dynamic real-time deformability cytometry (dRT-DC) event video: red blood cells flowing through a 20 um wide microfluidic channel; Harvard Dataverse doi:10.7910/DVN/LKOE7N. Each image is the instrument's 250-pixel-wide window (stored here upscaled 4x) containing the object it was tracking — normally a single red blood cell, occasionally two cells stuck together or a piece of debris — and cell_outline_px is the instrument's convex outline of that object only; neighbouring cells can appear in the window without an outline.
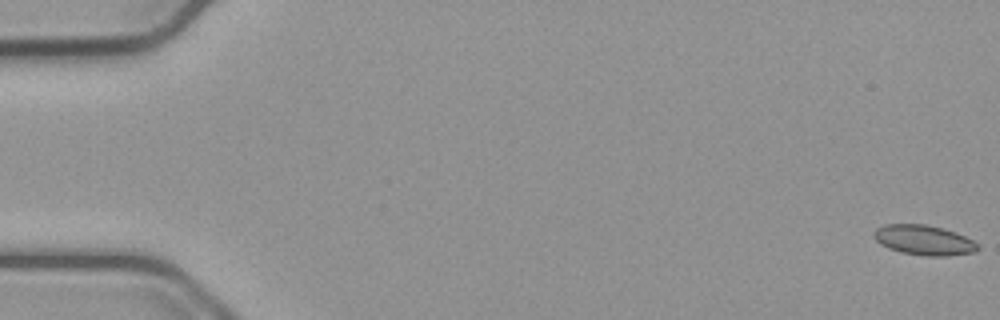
{"species": "common noctule bat (a hibernating species)", "species_latin": "Nyctalus noctula", "temperature_condition": "cold", "stored_images_in_passage": 56, "camera_frame_rate_fps": 3000, "um_per_image_px": 0.085, "animal": {"sex": "male", "body_mass_g": 23.1, "forearm_length_mm": 52.7}, "frame": {"image": 1, "passage_image": 1, "time_ms": 0.0, "image_size_px": [1000, 320], "cell_outline_px": [[980, 248], [976, 252], [948, 256], [928, 256], [900, 252], [888, 248], [880, 244], [872, 236], [872, 232], [876, 228], [884, 224], [924, 224], [944, 228], [956, 232], [980, 244]], "centroid_in_image_um": [78.53, 20.41], "position_along_channel_um": 6.5, "area_um2": 18.44}}
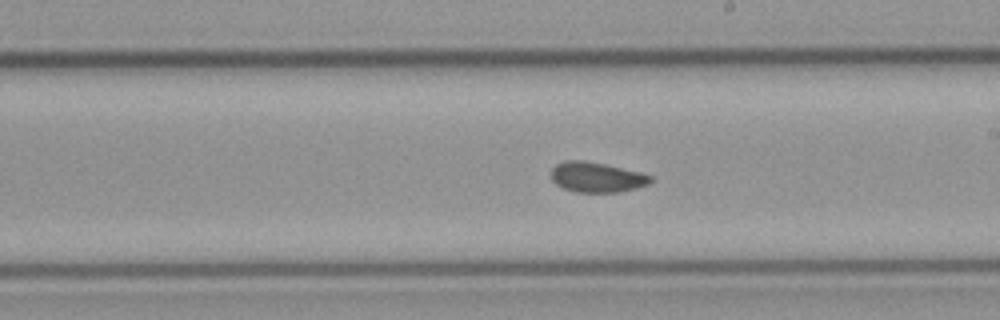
{"frame": {"image": 2, "passage_image": 32, "time_ms": 10.333, "image_size_px": [1000, 320], "cell_outline_px": [[652, 180], [648, 184], [636, 188], [620, 192], [576, 192], [560, 188], [552, 180], [552, 168], [556, 164], [568, 160], [580, 160], [604, 164], [640, 172], [652, 176]], "centroid_in_image_um": [50.7, 15.07], "position_along_channel_um": 238.3, "area_um2": 17.4}}
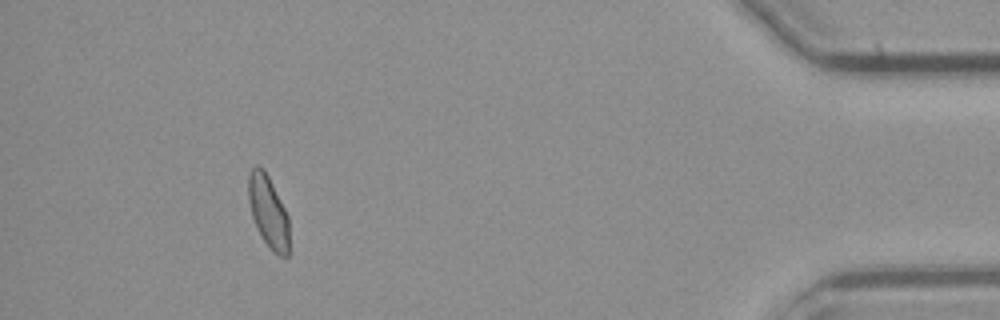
{"frame": {"image": 3, "passage_image": 51, "time_ms": 16.667, "image_size_px": [1000, 320], "cell_outline_px": [[288, 256], [280, 256], [272, 252], [264, 240], [252, 216], [248, 200], [248, 176], [252, 168], [264, 168], [288, 216]], "centroid_in_image_um": [22.8, 18.0], "position_along_channel_um": 412.4, "area_um2": 16.65}, "authors_computed_cell_mechanics": {"area_um2": 17.7446, "velocity_mm_per_s": 3.7625, "shape_relaxation_time_tau1_ms": 4.6689, "shape_relaxation_time_tau2_ms": 1.4091, "deformation_change_tau1": 0.0978, "deformation_change_tau2": 0.0687}}